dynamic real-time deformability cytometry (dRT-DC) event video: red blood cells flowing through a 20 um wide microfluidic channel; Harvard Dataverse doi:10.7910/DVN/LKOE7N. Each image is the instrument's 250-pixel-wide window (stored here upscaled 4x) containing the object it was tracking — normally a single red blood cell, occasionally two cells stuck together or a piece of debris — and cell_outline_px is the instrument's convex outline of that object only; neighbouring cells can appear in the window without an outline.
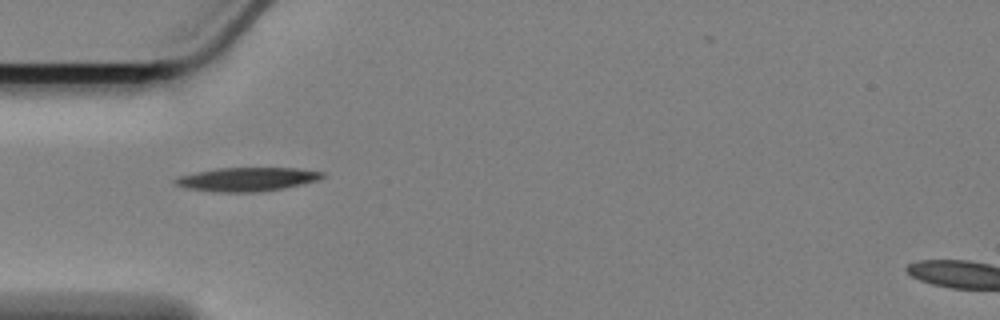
{"species": "Egyptian fruit bat (a non-hibernating species)", "species_latin": "Rousettus aegyptiacus", "temperature_condition": "cold", "stored_images_in_passage": 43, "camera_frame_rate_fps": 3000, "um_per_image_px": 0.085, "animal": {"sex": "female"}, "frame": {"image": 1, "passage_image": 1, "time_ms": 0.0, "image_size_px": [1000, 320], "cell_outline_px": [[328, 176], [320, 180], [284, 188], [260, 192], [212, 192], [184, 188], [176, 184], [172, 180], [180, 176], [196, 172], [216, 168], [296, 168], [324, 172]], "centroid_in_image_um": [21.03, 15.24], "position_along_channel_um": 64.0, "area_um2": 20.63}}
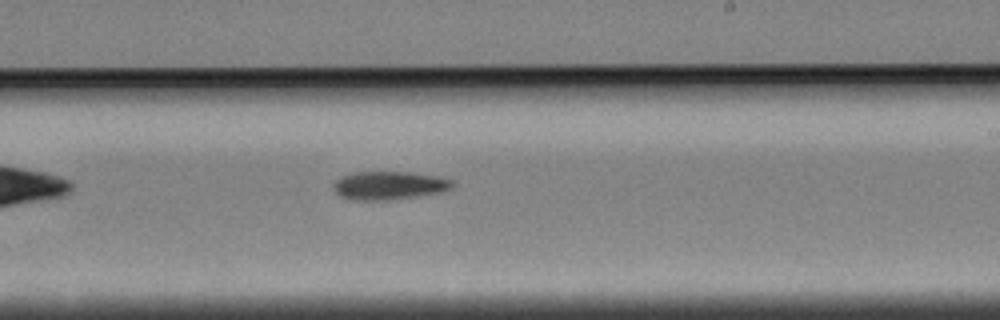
{"frame": {"image": 2, "passage_image": 18, "time_ms": 5.667, "image_size_px": [1000, 320], "cell_outline_px": [[456, 184], [452, 188], [444, 192], [388, 200], [352, 200], [340, 196], [332, 188], [332, 184], [340, 176], [356, 172], [408, 172], [436, 176], [452, 180]], "centroid_in_image_um": [33.07, 15.77], "position_along_channel_um": 255.9, "area_um2": 19.77}}
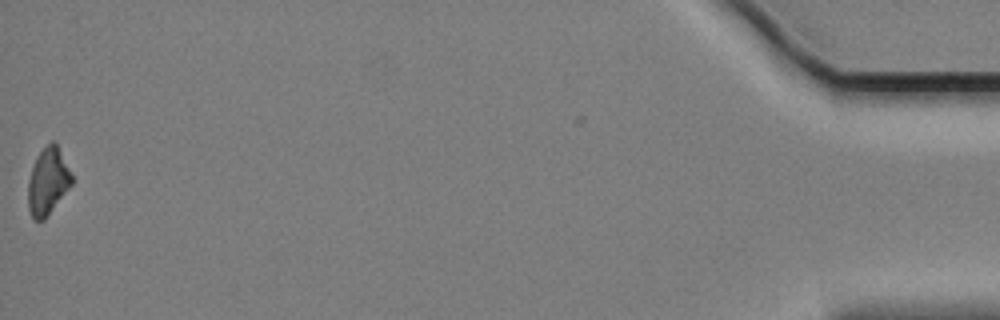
{"frame": {"image": 3, "passage_image": 42, "time_ms": 13.667, "image_size_px": [1000, 320], "cell_outline_px": [[72, 184], [44, 220], [32, 220], [28, 208], [28, 180], [36, 156], [52, 140], [56, 144], [72, 176]], "centroid_in_image_um": [4.04, 15.46], "position_along_channel_um": 431.2, "area_um2": 16.7}, "authors_computed_cell_mechanics": {"area_um2": 19.1896, "velocity_mm_per_s": 3.3937, "shape_relaxation_time_tau1_ms": 3.3063, "shape_relaxation_time_tau2_ms": null, "deformation_change_tau1": 0.117, "deformation_change_tau2": null}}